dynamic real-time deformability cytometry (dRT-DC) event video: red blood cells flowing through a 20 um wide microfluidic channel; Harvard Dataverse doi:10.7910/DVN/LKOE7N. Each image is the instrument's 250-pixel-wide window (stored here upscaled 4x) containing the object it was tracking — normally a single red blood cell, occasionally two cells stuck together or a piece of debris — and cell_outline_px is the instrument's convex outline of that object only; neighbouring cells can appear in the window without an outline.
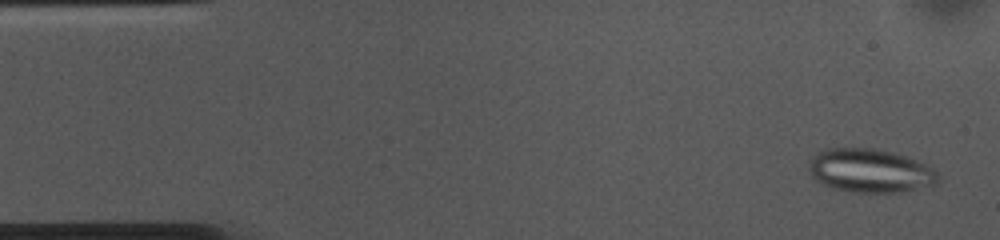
{"species": "common noctule bat (a hibernating species)", "species_latin": "Nyctalus noctula", "temperature_condition": "cold", "stored_images_in_passage": 53, "camera_frame_rate_fps": 3000, "um_per_image_px": 0.085, "animal": {"sex": "female", "body_mass_g": 10.0, "forearm_length_mm": 53.1}, "frame": {"image": 1, "passage_image": 2, "time_ms": 0.333, "image_size_px": [1000, 240], "cell_outline_px": [[936, 184], [900, 192], [856, 192], [832, 188], [824, 184], [812, 176], [808, 172], [808, 164], [816, 152], [824, 148], [876, 148], [908, 156], [932, 168], [936, 172]], "centroid_in_image_um": [73.91, 14.49], "position_along_channel_um": 11.1, "area_um2": 32.71}}
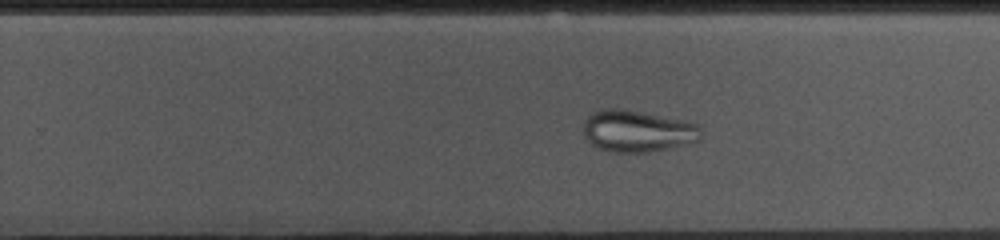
{"frame": {"image": 2, "passage_image": 32, "time_ms": 10.333, "image_size_px": [1000, 240], "cell_outline_px": [[700, 140], [668, 148], [648, 152], [612, 152], [600, 148], [592, 144], [584, 136], [584, 120], [592, 112], [600, 108], [616, 108], [640, 112], [684, 120], [696, 124], [700, 128]], "centroid_in_image_um": [54.15, 11.13], "position_along_channel_um": 275.7, "area_um2": 28.32}}
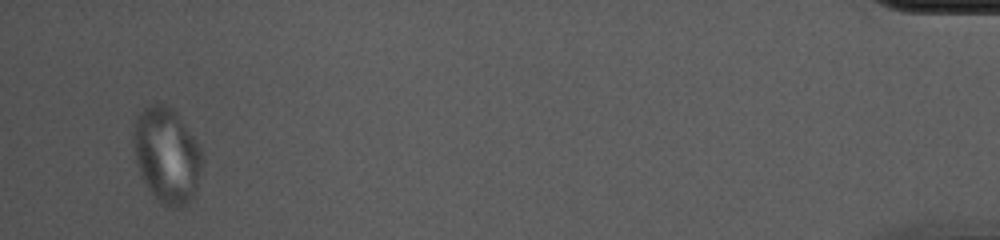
{"frame": {"image": 3, "passage_image": 51, "time_ms": 16.667, "image_size_px": [1000, 240], "cell_outline_px": [[204, 160], [196, 192], [192, 200], [188, 204], [180, 208], [172, 208], [160, 204], [156, 200], [144, 180], [136, 160], [136, 116], [144, 108], [152, 104], [164, 104], [176, 112], [180, 116], [200, 148]], "centroid_in_image_um": [14.25, 13.25], "position_along_channel_um": 420.9, "area_um2": 37.8}}